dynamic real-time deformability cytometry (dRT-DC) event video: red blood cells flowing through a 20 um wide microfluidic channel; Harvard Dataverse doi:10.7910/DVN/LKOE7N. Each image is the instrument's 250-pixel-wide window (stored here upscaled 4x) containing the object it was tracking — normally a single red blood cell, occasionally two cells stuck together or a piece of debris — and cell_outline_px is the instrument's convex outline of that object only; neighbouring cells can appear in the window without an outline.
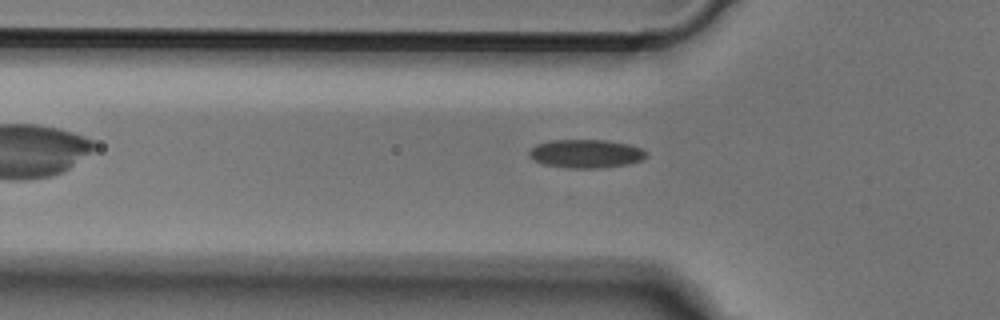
{"species": "Egyptian fruit bat (a non-hibernating species)", "species_latin": "Rousettus aegyptiacus", "temperature_condition": "cold", "stored_images_in_passage": 42, "camera_frame_rate_fps": 3000, "um_per_image_px": 0.085, "animal": {"sex": "male"}, "frame": {"image": 1, "passage_image": 10, "time_ms": 3.0, "image_size_px": [1000, 320], "cell_outline_px": [[648, 156], [640, 160], [628, 164], [600, 168], [564, 168], [544, 164], [532, 160], [528, 156], [528, 152], [536, 144], [548, 140], [604, 140], [628, 144], [640, 148], [648, 152]], "centroid_in_image_um": [49.77, 13.06], "position_along_channel_um": 76.0, "area_um2": 19.59}}
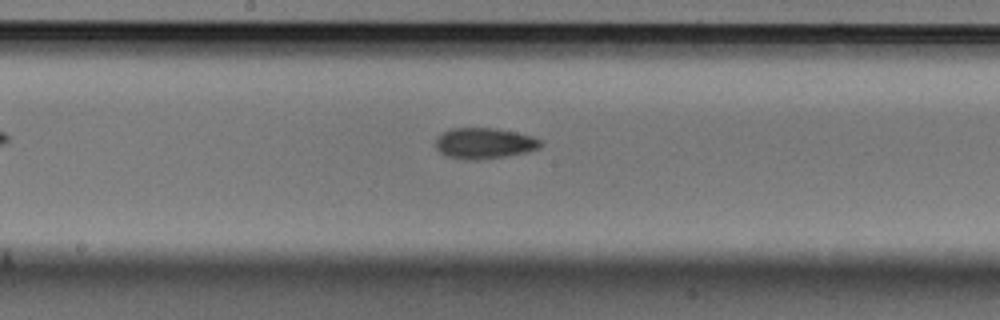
{"frame": {"image": 2, "passage_image": 20, "time_ms": 6.333, "image_size_px": [1000, 320], "cell_outline_px": [[544, 144], [540, 148], [508, 156], [480, 160], [464, 160], [444, 156], [436, 148], [436, 136], [440, 132], [452, 128], [496, 128], [532, 136], [540, 140]], "centroid_in_image_um": [41.12, 12.19], "position_along_channel_um": 207.1, "area_um2": 19.19}}
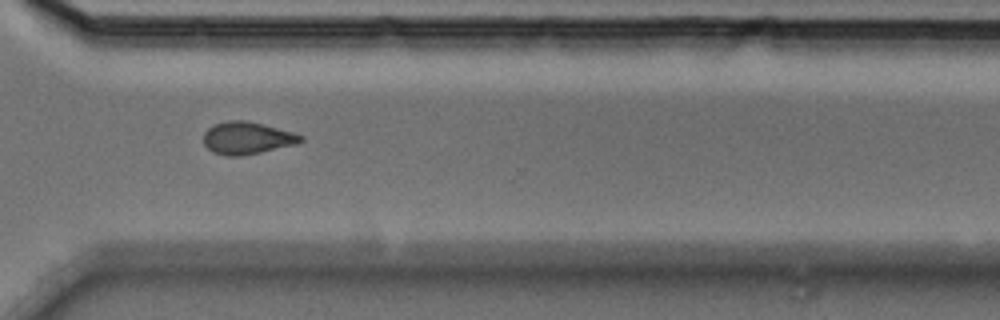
{"frame": {"image": 3, "passage_image": 31, "time_ms": 10.0, "image_size_px": [1000, 320], "cell_outline_px": [[304, 140], [296, 144], [260, 152], [240, 156], [224, 156], [212, 152], [204, 144], [204, 132], [208, 128], [216, 124], [228, 120], [244, 120], [292, 132], [304, 136]], "centroid_in_image_um": [20.98, 11.74], "position_along_channel_um": 349.6, "area_um2": 18.09}}